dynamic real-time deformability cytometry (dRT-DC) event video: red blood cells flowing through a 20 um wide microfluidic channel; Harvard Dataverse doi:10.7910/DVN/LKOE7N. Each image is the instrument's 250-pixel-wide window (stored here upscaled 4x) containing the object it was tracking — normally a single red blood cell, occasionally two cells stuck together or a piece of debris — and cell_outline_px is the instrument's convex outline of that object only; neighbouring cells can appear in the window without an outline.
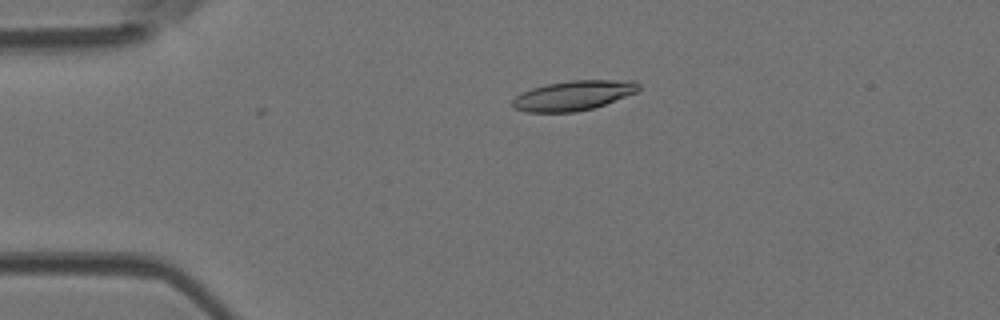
{"species": "Egyptian fruit bat (a non-hibernating species)", "species_latin": "Rousettus aegyptiacus", "temperature_condition": "room temperature", "stored_images_in_passage": 2, "camera_frame_rate_fps": 3000, "um_per_image_px": 0.085, "animal": {"sex": "female"}, "frame": {"image": 1, "passage_image": 1, "time_ms": 0.0, "image_size_px": [1000, 320], "cell_outline_px": [[640, 88], [636, 92], [604, 104], [592, 108], [576, 112], [524, 112], [512, 108], [512, 100], [516, 96], [532, 88], [544, 84], [572, 80], [632, 80], [640, 84]], "centroid_in_image_um": [48.71, 8.11], "position_along_channel_um": 36.3, "area_um2": 21.85}}